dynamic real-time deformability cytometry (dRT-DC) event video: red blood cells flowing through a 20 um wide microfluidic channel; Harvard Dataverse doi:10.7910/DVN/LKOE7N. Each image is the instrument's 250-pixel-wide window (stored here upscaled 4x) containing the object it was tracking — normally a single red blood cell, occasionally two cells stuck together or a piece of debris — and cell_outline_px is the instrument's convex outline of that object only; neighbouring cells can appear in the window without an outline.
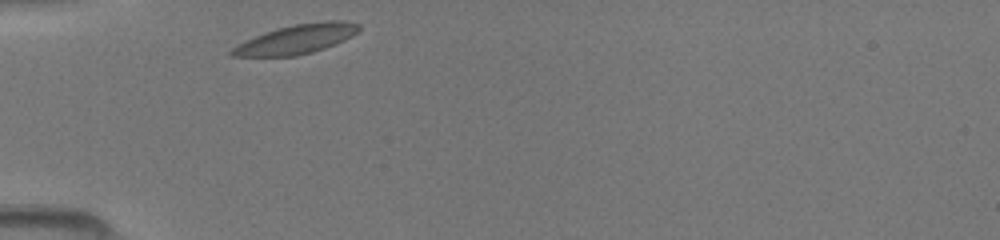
{"species": "common noctule bat (a hibernating species)", "species_latin": "Nyctalus noctula", "temperature_condition": "room temperature", "stored_images_in_passage": 27, "camera_frame_rate_fps": 3000, "um_per_image_px": 0.085, "animal": {"sex": "female", "body_mass_g": 19.5, "forearm_length_mm": 54.1}, "frame": {"image": 1, "passage_image": 1, "time_ms": 0.0, "image_size_px": [1000, 240], "cell_outline_px": [[360, 32], [344, 40], [324, 48], [312, 52], [296, 56], [232, 56], [228, 52], [236, 44], [244, 40], [264, 32], [276, 28], [296, 24], [324, 20], [344, 20], [360, 24]], "centroid_in_image_um": [25.21, 3.31], "position_along_channel_um": 59.8, "area_um2": 21.91}}
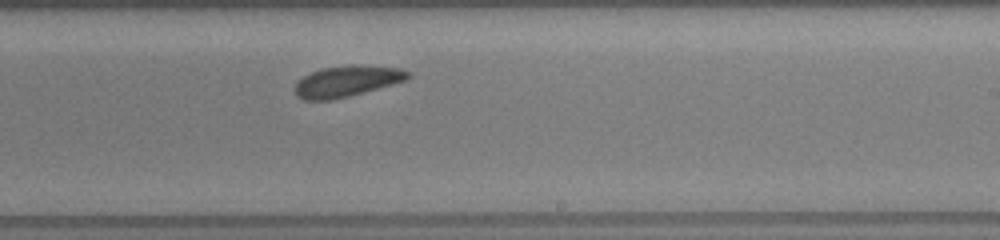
{"frame": {"image": 2, "passage_image": 16, "time_ms": 5.0, "image_size_px": [1000, 240], "cell_outline_px": [[412, 76], [408, 80], [348, 96], [332, 100], [304, 100], [296, 96], [296, 84], [304, 76], [312, 72], [324, 68], [352, 64], [360, 64], [400, 68], [412, 72]], "centroid_in_image_um": [29.56, 6.89], "position_along_channel_um": 259.4, "area_um2": 20.46}}
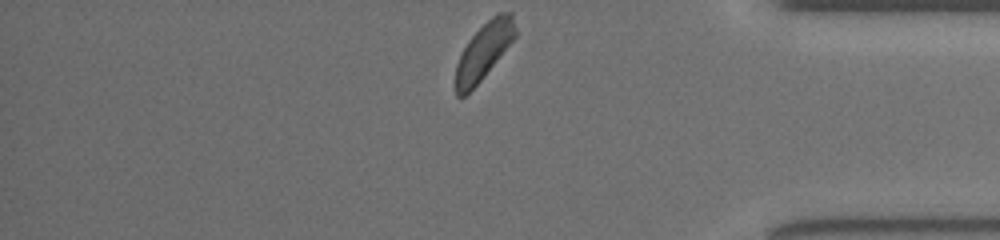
{"frame": {"image": 3, "passage_image": 27, "time_ms": 8.667, "image_size_px": [1000, 240], "cell_outline_px": [[516, 36], [480, 80], [464, 96], [456, 96], [456, 64], [468, 40], [496, 12], [512, 12], [516, 28]], "centroid_in_image_um": [41.14, 4.3], "position_along_channel_um": 394.1, "area_um2": 19.07}}